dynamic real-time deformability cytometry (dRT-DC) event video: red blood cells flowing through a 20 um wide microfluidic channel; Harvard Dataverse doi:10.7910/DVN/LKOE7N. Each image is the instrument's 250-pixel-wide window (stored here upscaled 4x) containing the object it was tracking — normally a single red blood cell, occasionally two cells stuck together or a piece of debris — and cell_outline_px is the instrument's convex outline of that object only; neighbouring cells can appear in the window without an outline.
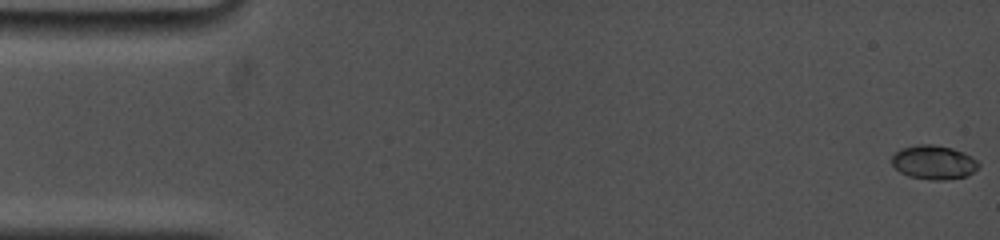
{"species": "common noctule bat (a hibernating species)", "species_latin": "Nyctalus noctula", "temperature_condition": "cold", "stored_images_in_passage": 92, "camera_frame_rate_fps": 5000, "um_per_image_px": 0.085, "animal": {"sex": "female", "body_mass_g": 19.0, "forearm_length_mm": 53.3}, "frame": {"image": 1, "passage_image": 1, "time_ms": 0.0, "image_size_px": [1000, 240], "cell_outline_px": [[980, 168], [968, 176], [944, 180], [932, 180], [908, 176], [900, 172], [892, 164], [892, 156], [900, 148], [916, 144], [932, 144], [952, 148], [964, 152], [972, 156], [980, 164]], "centroid_in_image_um": [79.4, 13.79], "position_along_channel_um": 5.6, "area_um2": 17.46}}
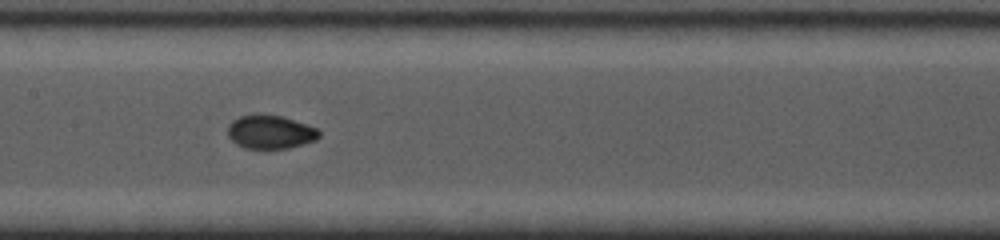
{"frame": {"image": 2, "passage_image": 49, "time_ms": 8.4, "image_size_px": [1000, 240], "cell_outline_px": [[320, 136], [316, 140], [304, 144], [288, 148], [244, 148], [236, 144], [228, 136], [228, 124], [232, 120], [240, 116], [256, 112], [280, 116], [316, 128], [320, 132]], "centroid_in_image_um": [22.94, 11.2], "position_along_channel_um": 184.5, "area_um2": 17.98}}
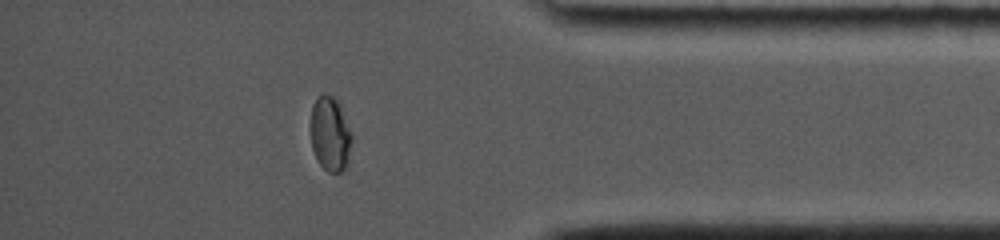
{"frame": {"image": 3, "passage_image": 84, "time_ms": 14.6, "image_size_px": [1000, 240], "cell_outline_px": [[352, 140], [348, 168], [340, 172], [328, 172], [320, 164], [312, 148], [312, 104], [316, 96], [324, 92], [332, 96], [340, 104], [352, 132]], "centroid_in_image_um": [28.11, 11.38], "position_along_channel_um": 407.1, "area_um2": 18.15}, "authors_computed_cell_mechanics": {"area_um2": 17.3111, "velocity_mm_per_s": 3.7745, "shape_relaxation_time_tau1_ms": 7.2065, "shape_relaxation_time_tau2_ms": null, "deformation_change_tau1": 0.2191, "deformation_change_tau2": null}}